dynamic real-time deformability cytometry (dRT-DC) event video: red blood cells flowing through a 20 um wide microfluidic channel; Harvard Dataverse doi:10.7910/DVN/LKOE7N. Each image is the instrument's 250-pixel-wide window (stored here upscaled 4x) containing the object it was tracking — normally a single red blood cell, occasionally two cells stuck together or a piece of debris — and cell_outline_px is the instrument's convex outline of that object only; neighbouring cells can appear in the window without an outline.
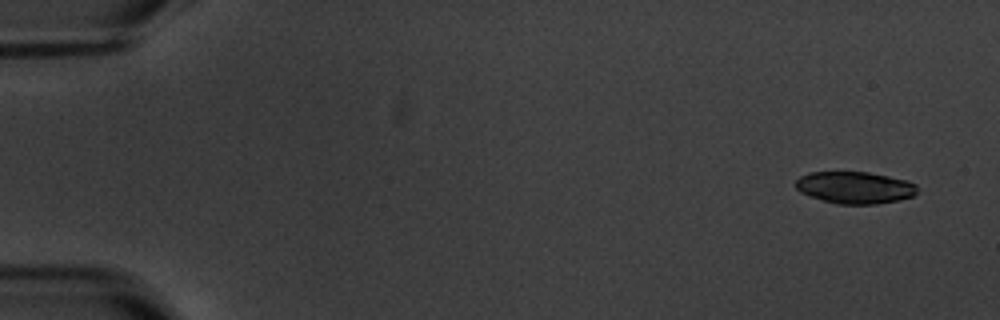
{"species": "common noctule bat (a hibernating species)", "species_latin": "Nyctalus noctula", "temperature_condition": "warm", "stored_images_in_passage": 5, "camera_frame_rate_fps": 3000, "um_per_image_px": 0.085, "animal": {"sex": "male", "body_mass_g": 20.1, "forearm_length_mm": 53.5}, "frame": {"image": 1, "passage_image": 1, "time_ms": 0.0, "image_size_px": [1000, 320], "cell_outline_px": [[916, 192], [912, 196], [900, 200], [876, 204], [836, 204], [800, 192], [796, 188], [796, 180], [800, 176], [808, 172], [868, 172], [908, 180], [916, 184]], "centroid_in_image_um": [72.67, 15.94], "position_along_channel_um": 12.3, "area_um2": 22.6}}